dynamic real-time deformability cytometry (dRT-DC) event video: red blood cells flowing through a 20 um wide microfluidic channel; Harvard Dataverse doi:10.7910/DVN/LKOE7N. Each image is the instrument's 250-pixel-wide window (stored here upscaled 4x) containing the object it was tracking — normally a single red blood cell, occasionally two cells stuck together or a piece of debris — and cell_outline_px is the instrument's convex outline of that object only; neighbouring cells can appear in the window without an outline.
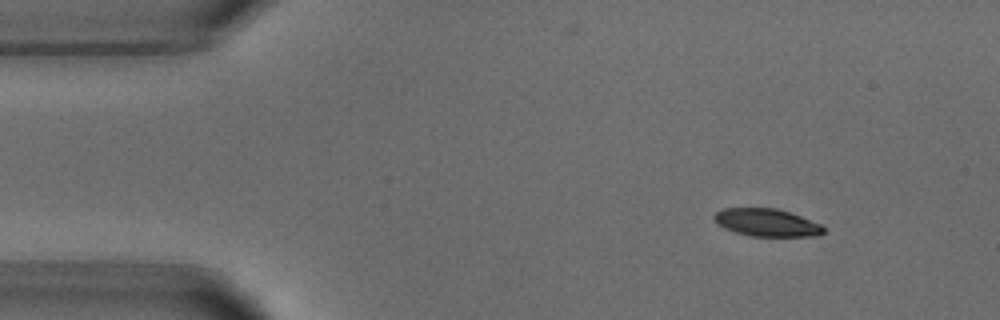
{"species": "common noctule bat (a hibernating species)", "species_latin": "Nyctalus noctula", "temperature_condition": "warm", "stored_images_in_passage": 4, "camera_frame_rate_fps": 3000, "um_per_image_px": 0.085, "animal": {"sex": "male", "body_mass_g": 18.8}, "frame": {"image": 1, "passage_image": 1, "time_ms": 0.0, "image_size_px": [1000, 320], "cell_outline_px": [[824, 232], [816, 236], [752, 236], [736, 232], [724, 228], [716, 224], [712, 220], [712, 216], [716, 212], [724, 208], [776, 208], [800, 216], [820, 224], [824, 228]], "centroid_in_image_um": [65.11, 18.91], "position_along_channel_um": 19.9, "area_um2": 17.57}}
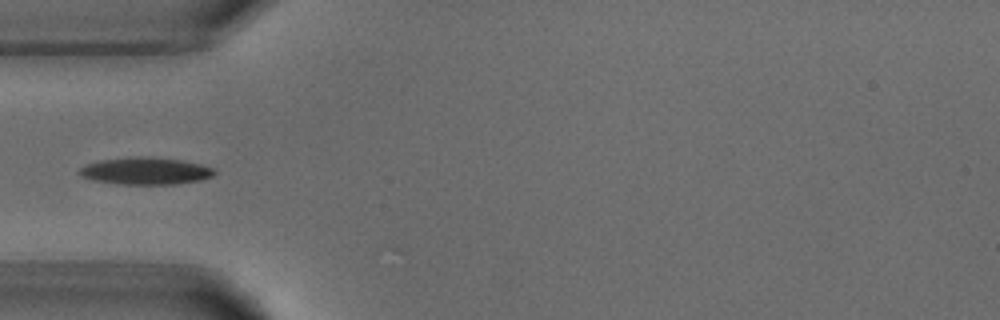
{"frame": {"image": 2, "passage_image": 4, "time_ms": 3.333, "image_size_px": [1000, 320], "cell_outline_px": [[216, 172], [212, 176], [200, 180], [176, 184], [116, 184], [92, 180], [76, 172], [80, 168], [88, 164], [100, 160], [132, 156], [148, 156], [184, 160], [200, 164], [212, 168]], "centroid_in_image_um": [12.36, 14.52], "position_along_channel_um": 72.6, "area_um2": 21.44}}